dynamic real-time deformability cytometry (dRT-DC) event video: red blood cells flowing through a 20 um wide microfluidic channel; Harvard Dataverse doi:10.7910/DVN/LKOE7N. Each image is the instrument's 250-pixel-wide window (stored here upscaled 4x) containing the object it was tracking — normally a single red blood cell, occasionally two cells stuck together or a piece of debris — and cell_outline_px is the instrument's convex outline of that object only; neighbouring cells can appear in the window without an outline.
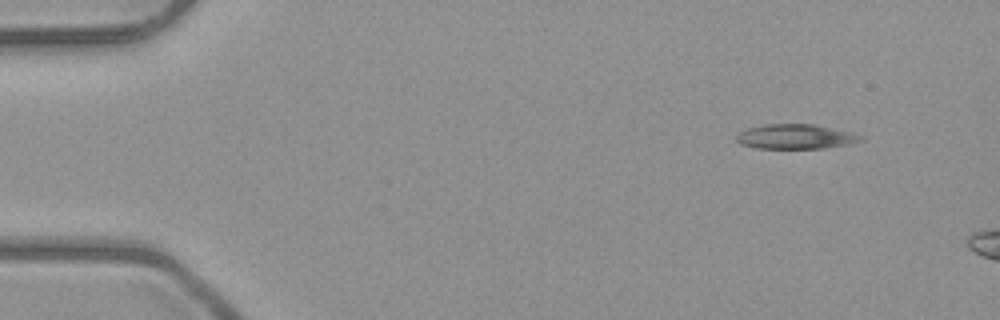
{"species": "common noctule bat (a hibernating species)", "species_latin": "Nyctalus noctula", "temperature_condition": "room temperature", "stored_images_in_passage": 4, "camera_frame_rate_fps": 3000, "um_per_image_px": 0.085, "animal": {"sex": "male", "body_mass_g": 23.1, "forearm_length_mm": 52.7}, "frame": {"image": 1, "passage_image": 1, "time_ms": 0.0, "image_size_px": [1000, 320], "cell_outline_px": [[864, 136], [860, 140], [848, 144], [824, 148], [756, 148], [740, 144], [736, 140], [736, 132], [748, 128], [764, 124], [812, 124], [852, 132]], "centroid_in_image_um": [67.57, 11.61], "position_along_channel_um": 17.4, "area_um2": 17.86}}